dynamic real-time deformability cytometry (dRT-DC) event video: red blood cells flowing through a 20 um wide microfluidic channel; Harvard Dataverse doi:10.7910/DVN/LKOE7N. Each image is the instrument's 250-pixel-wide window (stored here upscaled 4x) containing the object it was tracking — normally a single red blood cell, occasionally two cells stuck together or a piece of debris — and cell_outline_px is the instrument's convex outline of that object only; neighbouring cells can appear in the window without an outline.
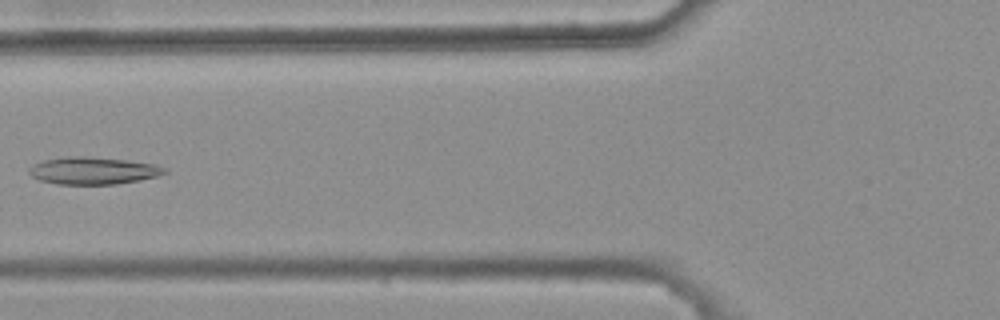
{"species": "common noctule bat (a hibernating species)", "species_latin": "Nyctalus noctula", "temperature_condition": "warm", "stored_images_in_passage": 6, "camera_frame_rate_fps": 3000, "um_per_image_px": 0.085, "animal": {"sex": "female", "body_mass_g": 25.1}, "frame": {"image": 1, "passage_image": 5, "time_ms": 1.333, "image_size_px": [1000, 320], "cell_outline_px": [[168, 172], [156, 176], [140, 180], [116, 184], [56, 184], [40, 180], [32, 176], [28, 172], [28, 168], [32, 164], [44, 160], [64, 156], [84, 156], [124, 160], [152, 164], [168, 168]], "centroid_in_image_um": [7.88, 14.5], "position_along_channel_um": 117.9, "area_um2": 21.5}}
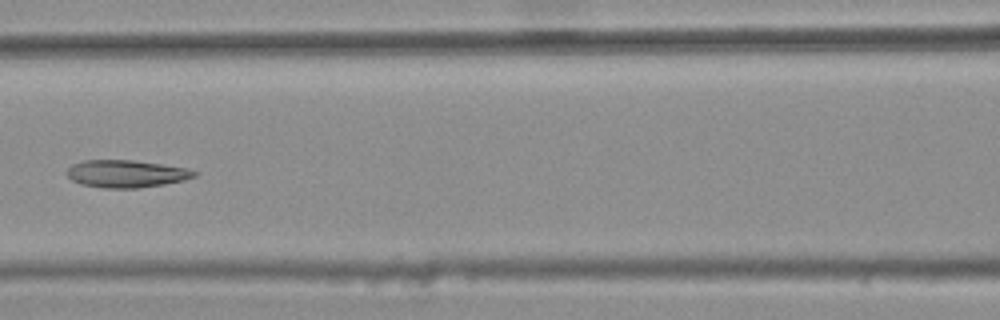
{"frame": {"image": 2, "passage_image": 6, "time_ms": 1.667, "image_size_px": [1000, 320], "cell_outline_px": [[200, 172], [196, 176], [184, 180], [164, 184], [136, 188], [104, 188], [80, 184], [72, 180], [64, 172], [72, 164], [84, 160], [132, 160], [160, 164], [184, 168]], "centroid_in_image_um": [10.7, 14.77], "position_along_channel_um": 155.9, "area_um2": 20.35}}